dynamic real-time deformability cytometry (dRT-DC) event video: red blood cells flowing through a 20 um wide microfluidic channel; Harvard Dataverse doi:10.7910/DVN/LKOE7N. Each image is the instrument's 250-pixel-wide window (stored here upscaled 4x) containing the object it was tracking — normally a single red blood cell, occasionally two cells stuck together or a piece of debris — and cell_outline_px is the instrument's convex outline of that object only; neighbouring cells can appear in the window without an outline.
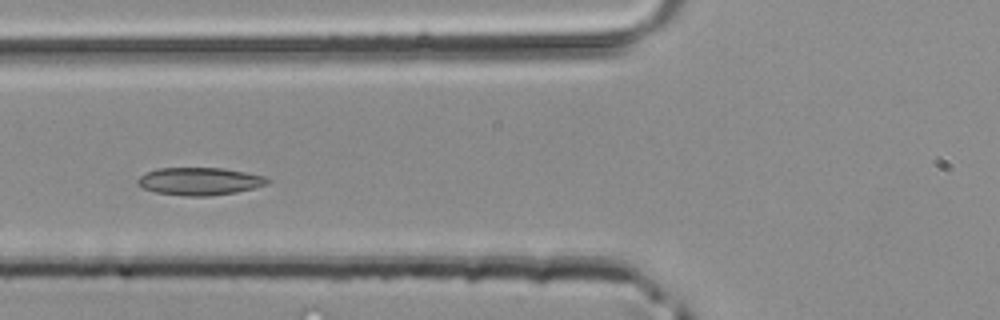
{"species": "common noctule bat (a hibernating species)", "species_latin": "Nyctalus noctula", "temperature_condition": "room temperature", "stored_images_in_passage": 40, "camera_frame_rate_fps": 3000, "um_per_image_px": 0.085, "animal": {"sex": "male", "body_mass_g": 20.4}, "frame": {"image": 1, "passage_image": 12, "time_ms": 3.667, "image_size_px": [1000, 320], "cell_outline_px": [[272, 180], [268, 184], [236, 192], [208, 196], [184, 196], [156, 192], [144, 188], [136, 184], [136, 180], [140, 176], [156, 168], [224, 168], [264, 176]], "centroid_in_image_um": [16.96, 15.41], "position_along_channel_um": 108.8, "area_um2": 20.87}}
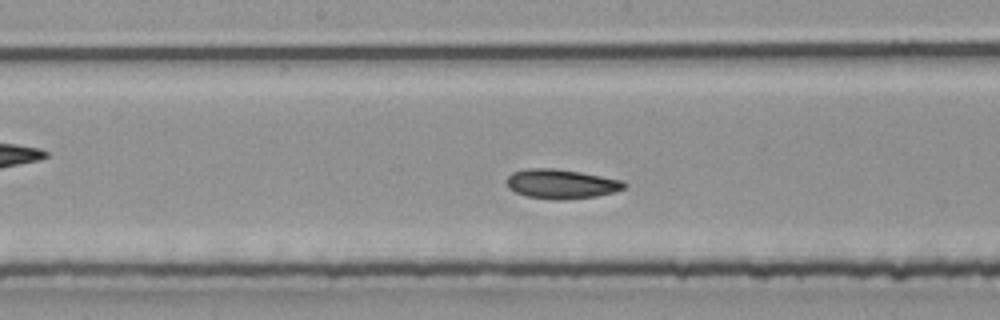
{"frame": {"image": 2, "passage_image": 18, "time_ms": 5.667, "image_size_px": [1000, 320], "cell_outline_px": [[628, 184], [624, 188], [612, 192], [596, 196], [560, 200], [552, 200], [528, 196], [516, 192], [508, 188], [504, 180], [512, 172], [528, 168], [556, 168], [580, 172], [624, 180]], "centroid_in_image_um": [47.68, 15.62], "position_along_channel_um": 200.5, "area_um2": 20.29}}
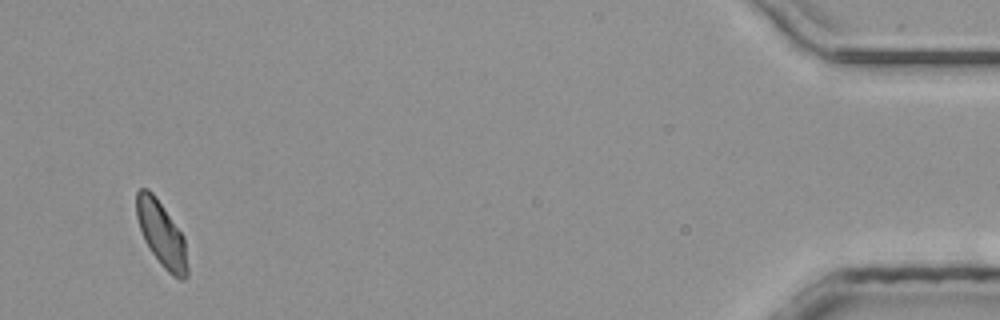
{"frame": {"image": 3, "passage_image": 38, "time_ms": 12.333, "image_size_px": [1000, 320], "cell_outline_px": [[188, 276], [184, 280], [180, 280], [172, 276], [160, 264], [144, 240], [136, 216], [136, 192], [140, 188], [148, 188], [156, 196], [184, 236], [188, 268]], "centroid_in_image_um": [13.74, 19.9], "position_along_channel_um": 421.5, "area_um2": 19.48}}